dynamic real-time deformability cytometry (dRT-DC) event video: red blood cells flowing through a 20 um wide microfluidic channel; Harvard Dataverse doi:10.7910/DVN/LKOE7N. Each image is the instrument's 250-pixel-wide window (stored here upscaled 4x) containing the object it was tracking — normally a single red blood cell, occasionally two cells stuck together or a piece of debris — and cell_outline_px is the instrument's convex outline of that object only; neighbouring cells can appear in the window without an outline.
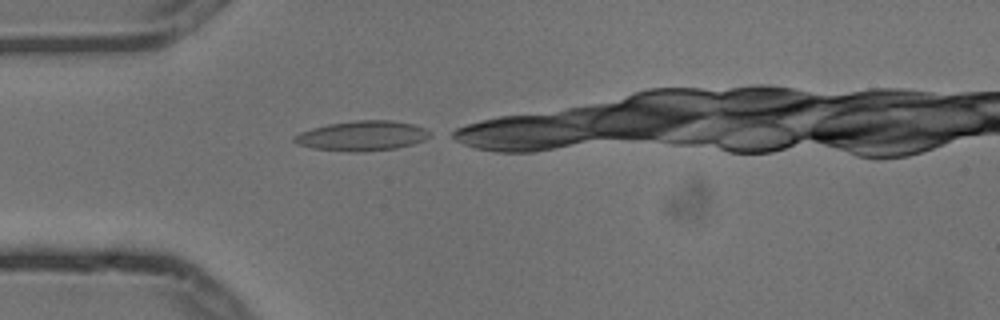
{"species": "common noctule bat (a hibernating species)", "species_latin": "Nyctalus noctula", "temperature_condition": "cold", "stored_images_in_passage": 1, "camera_frame_rate_fps": 3000, "um_per_image_px": 0.085, "animal": {"sex": "male", "body_mass_g": 13.3}, "frame": {"image": 1, "passage_image": 1, "time_ms": 0.0, "image_size_px": [1000, 320], "cell_outline_px": [[432, 132], [424, 140], [412, 144], [396, 148], [360, 152], [352, 152], [312, 148], [296, 144], [292, 140], [292, 136], [300, 132], [312, 128], [328, 124], [356, 120], [392, 120], [412, 124], [424, 128]], "centroid_in_image_um": [30.74, 11.54], "position_along_channel_um": 54.3, "area_um2": 23.64}}